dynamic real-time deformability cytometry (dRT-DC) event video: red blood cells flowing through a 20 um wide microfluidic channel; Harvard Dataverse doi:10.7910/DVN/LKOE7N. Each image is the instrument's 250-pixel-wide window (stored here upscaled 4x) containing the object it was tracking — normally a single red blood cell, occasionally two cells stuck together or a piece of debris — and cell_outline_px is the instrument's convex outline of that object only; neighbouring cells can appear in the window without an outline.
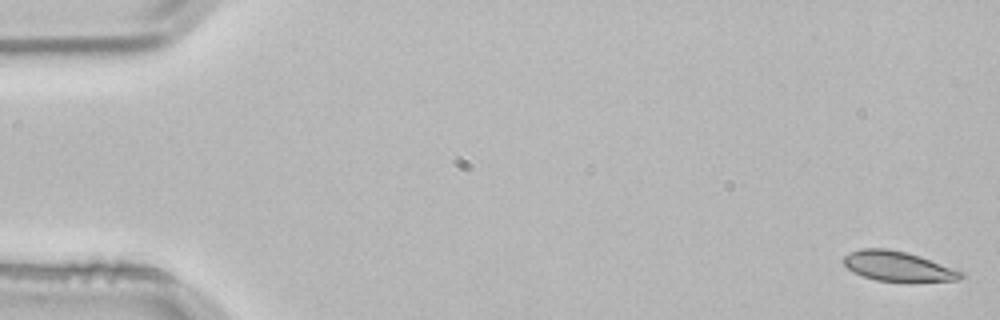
{"species": "common noctule bat (a hibernating species)", "species_latin": "Nyctalus noctula", "temperature_condition": "room temperature", "stored_images_in_passage": 4, "camera_frame_rate_fps": 3000, "um_per_image_px": 0.085, "animal": {"sex": "male", "body_mass_g": 21.5, "forearm_length_mm": 52.0}, "frame": {"image": 1, "passage_image": 1, "time_ms": 0.0, "image_size_px": [1000, 320], "cell_outline_px": [[964, 276], [960, 280], [876, 280], [852, 272], [840, 260], [844, 256], [852, 252], [864, 248], [888, 248], [908, 252], [920, 256], [964, 272]], "centroid_in_image_um": [76.29, 22.6], "position_along_channel_um": 8.7, "area_um2": 20.0}}
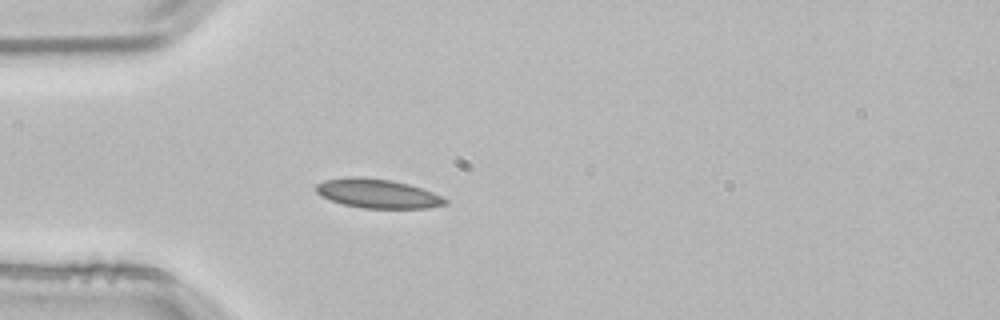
{"frame": {"image": 2, "passage_image": 4, "time_ms": 1.0, "image_size_px": [1000, 320], "cell_outline_px": [[448, 204], [428, 208], [360, 208], [344, 204], [320, 196], [316, 192], [316, 184], [324, 180], [344, 176], [360, 176], [392, 180], [408, 184], [432, 192], [448, 200]], "centroid_in_image_um": [32.06, 16.44], "position_along_channel_um": 52.9, "area_um2": 22.02}}